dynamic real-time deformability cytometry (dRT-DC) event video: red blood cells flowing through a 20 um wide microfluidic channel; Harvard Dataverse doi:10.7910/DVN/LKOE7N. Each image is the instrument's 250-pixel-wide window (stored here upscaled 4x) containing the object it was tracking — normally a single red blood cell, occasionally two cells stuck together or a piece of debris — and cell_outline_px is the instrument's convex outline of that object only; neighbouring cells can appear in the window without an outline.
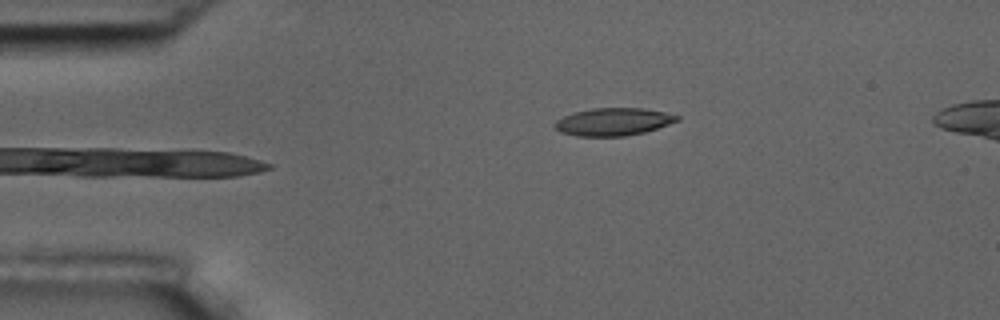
{"species": "common noctule bat (a hibernating species)", "species_latin": "Nyctalus noctula", "temperature_condition": "room temperature", "stored_images_in_passage": 4, "camera_frame_rate_fps": 3000, "um_per_image_px": 0.085, "animal": {"sex": "male", "body_mass_g": 17.5, "forearm_length_mm": 52.3}, "frame": {"image": 1, "passage_image": 4, "time_ms": 4.333, "image_size_px": [1000, 320], "cell_outline_px": [[680, 120], [644, 132], [624, 136], [576, 136], [560, 132], [552, 128], [552, 124], [556, 120], [572, 112], [592, 108], [644, 108], [664, 112], [680, 116]], "centroid_in_image_um": [52.07, 10.35], "position_along_channel_um": 32.9, "area_um2": 19.83}}